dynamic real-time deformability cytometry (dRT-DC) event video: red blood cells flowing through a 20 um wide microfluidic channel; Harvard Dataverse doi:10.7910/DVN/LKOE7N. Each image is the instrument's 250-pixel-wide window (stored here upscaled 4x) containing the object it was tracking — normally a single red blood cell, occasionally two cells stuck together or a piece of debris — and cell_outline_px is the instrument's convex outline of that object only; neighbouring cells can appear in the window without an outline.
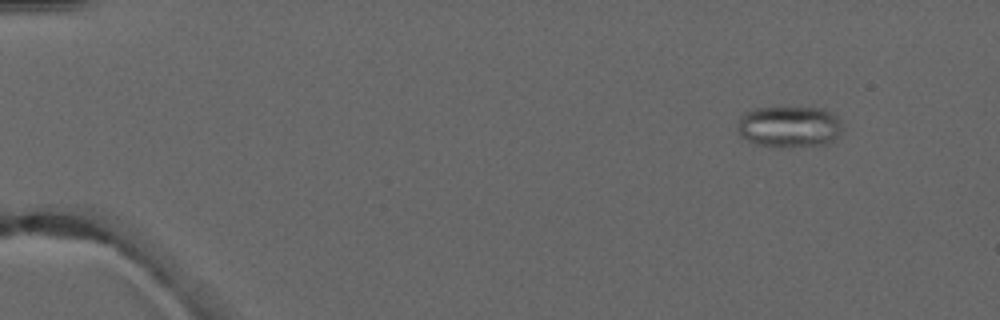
{"species": "common noctule bat (a hibernating species)", "species_latin": "Nyctalus noctula", "temperature_condition": "warm", "stored_images_in_passage": 6, "segment_of_instrument_passage": [1, 2], "camera_frame_rate_fps": 3000, "um_per_image_px": 0.085, "animal": {"sex": "male", "forearm_length_mm": 52.5}, "frame": {"image": 1, "passage_image": 2, "time_ms": 1.333, "image_size_px": [1000, 320], "cell_outline_px": [[840, 124], [836, 136], [832, 140], [824, 144], [784, 148], [776, 148], [756, 144], [740, 136], [736, 128], [740, 116], [744, 112], [756, 108], [820, 108], [832, 112], [840, 120]], "centroid_in_image_um": [67.01, 10.78], "position_along_channel_um": 18.0, "area_um2": 25.26}}